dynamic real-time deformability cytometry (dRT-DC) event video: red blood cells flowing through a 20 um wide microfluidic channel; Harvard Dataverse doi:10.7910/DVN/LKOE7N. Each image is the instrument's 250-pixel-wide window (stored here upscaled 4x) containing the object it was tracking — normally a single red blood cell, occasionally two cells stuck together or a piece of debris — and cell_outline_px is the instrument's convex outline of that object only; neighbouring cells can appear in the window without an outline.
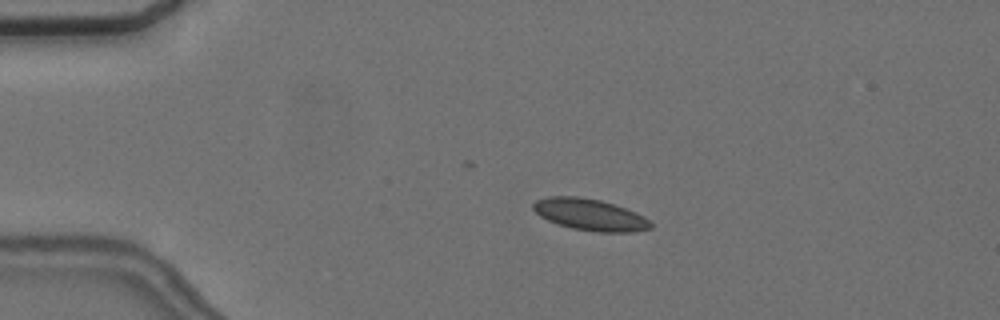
{"species": "common noctule bat (a hibernating species)", "species_latin": "Nyctalus noctula", "temperature_condition": "cold", "stored_images_in_passage": 6, "camera_frame_rate_fps": 3000, "um_per_image_px": 0.085, "animal": {"sex": "female", "body_mass_g": 24.6, "forearm_length_mm": 56.2}, "frame": {"image": 1, "passage_image": 4, "time_ms": 3.333, "image_size_px": [1000, 320], "cell_outline_px": [[652, 228], [636, 232], [600, 232], [572, 228], [548, 220], [540, 216], [532, 208], [532, 204], [536, 200], [548, 196], [576, 196], [600, 200], [636, 212], [644, 216], [652, 224]], "centroid_in_image_um": [50.15, 18.24], "position_along_channel_um": 34.9, "area_um2": 21.5}}